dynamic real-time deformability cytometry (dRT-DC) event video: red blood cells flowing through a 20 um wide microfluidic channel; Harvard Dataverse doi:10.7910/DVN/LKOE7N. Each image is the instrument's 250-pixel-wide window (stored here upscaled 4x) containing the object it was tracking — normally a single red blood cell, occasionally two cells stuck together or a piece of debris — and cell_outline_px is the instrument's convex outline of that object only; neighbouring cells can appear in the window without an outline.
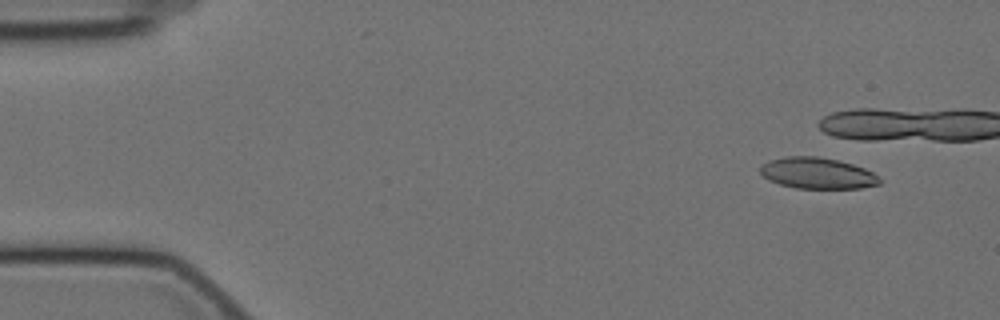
{"species": "Egyptian fruit bat (a non-hibernating species)", "species_latin": "Rousettus aegyptiacus", "temperature_condition": "cold", "stored_images_in_passage": 11, "camera_frame_rate_fps": 3000, "um_per_image_px": 0.085, "animal": {"sex": "female"}, "frame": {"image": 1, "passage_image": 5, "time_ms": 1.333, "image_size_px": [1000, 320], "cell_outline_px": [[880, 184], [860, 188], [796, 188], [780, 184], [768, 180], [760, 172], [760, 168], [764, 164], [772, 160], [788, 156], [816, 156], [836, 160], [852, 164], [864, 168], [872, 172], [880, 180]], "centroid_in_image_um": [69.48, 14.73], "position_along_channel_um": 15.5, "area_um2": 21.33}}